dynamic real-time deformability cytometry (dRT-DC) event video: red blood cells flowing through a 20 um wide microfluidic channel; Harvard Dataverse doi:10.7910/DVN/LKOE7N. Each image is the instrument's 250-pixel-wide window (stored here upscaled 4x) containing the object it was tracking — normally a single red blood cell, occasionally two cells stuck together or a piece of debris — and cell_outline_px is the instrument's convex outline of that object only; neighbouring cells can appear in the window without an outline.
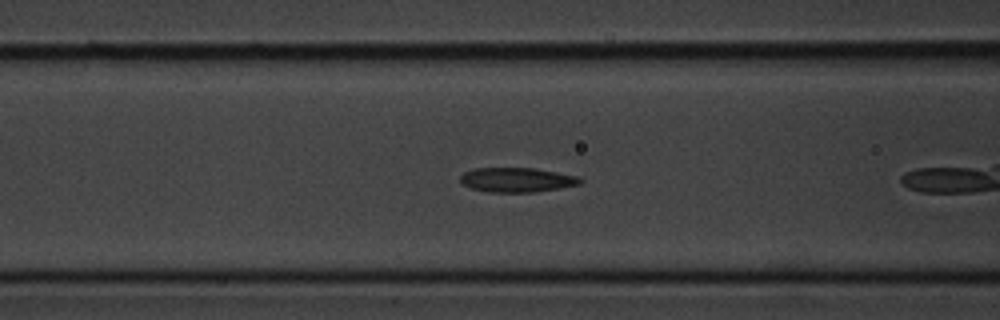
{"species": "common noctule bat (a hibernating species)", "species_latin": "Nyctalus noctula", "temperature_condition": "cold", "stored_images_in_passage": 33, "camera_frame_rate_fps": 3000, "um_per_image_px": 0.085, "animal": {"sex": "male", "body_mass_g": 20.1, "forearm_length_mm": 53.5}, "frame": {"image": 1, "passage_image": 11, "time_ms": 3.333, "image_size_px": [1000, 320], "cell_outline_px": [[584, 180], [580, 184], [560, 188], [536, 192], [488, 192], [472, 188], [464, 184], [460, 180], [460, 176], [464, 172], [476, 168], [532, 168], [580, 176]], "centroid_in_image_um": [43.97, 15.29], "position_along_channel_um": 122.6, "area_um2": 17.11}}
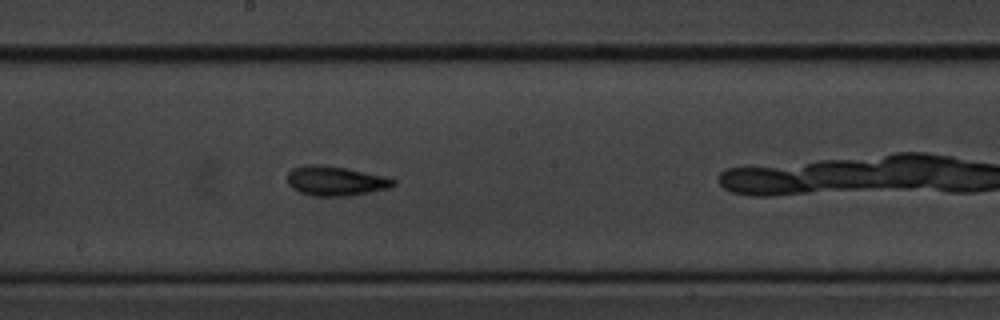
{"frame": {"image": 2, "passage_image": 19, "time_ms": 6.0, "image_size_px": [1000, 320], "cell_outline_px": [[396, 184], [388, 188], [348, 196], [312, 196], [300, 192], [292, 188], [288, 184], [288, 172], [292, 168], [304, 164], [320, 164], [344, 168], [384, 176], [396, 180]], "centroid_in_image_um": [28.48, 15.37], "position_along_channel_um": 219.7, "area_um2": 18.21}}
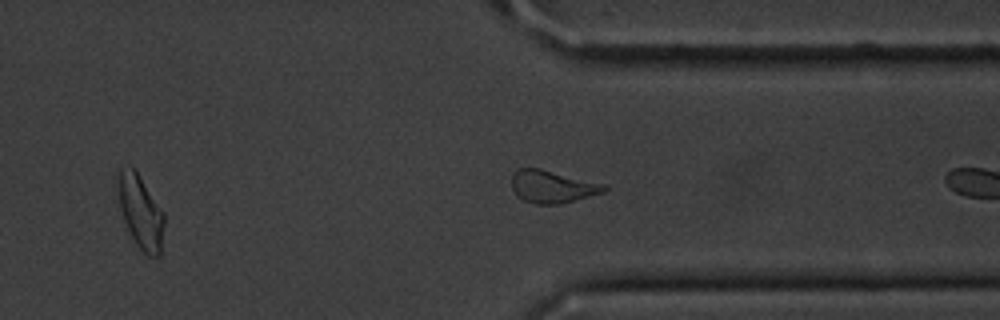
{"frame": {"image": 3, "passage_image": 31, "time_ms": 10.0, "image_size_px": [1000, 320], "cell_outline_px": [[608, 188], [604, 192], [560, 204], [536, 204], [524, 200], [516, 196], [512, 188], [512, 172], [516, 168], [540, 168], [608, 184]], "centroid_in_image_um": [46.95, 15.85], "position_along_channel_um": 364.4, "area_um2": 17.8}, "authors_computed_cell_mechanics": {"area_um2": 17.2822, "velocity_mm_per_s": 3.6358, "shape_relaxation_time_tau1_ms": 3.9173, "shape_relaxation_time_tau2_ms": 4.9474, "deformation_change_tau1": 0.1219, "deformation_change_tau2": 0.1323}}